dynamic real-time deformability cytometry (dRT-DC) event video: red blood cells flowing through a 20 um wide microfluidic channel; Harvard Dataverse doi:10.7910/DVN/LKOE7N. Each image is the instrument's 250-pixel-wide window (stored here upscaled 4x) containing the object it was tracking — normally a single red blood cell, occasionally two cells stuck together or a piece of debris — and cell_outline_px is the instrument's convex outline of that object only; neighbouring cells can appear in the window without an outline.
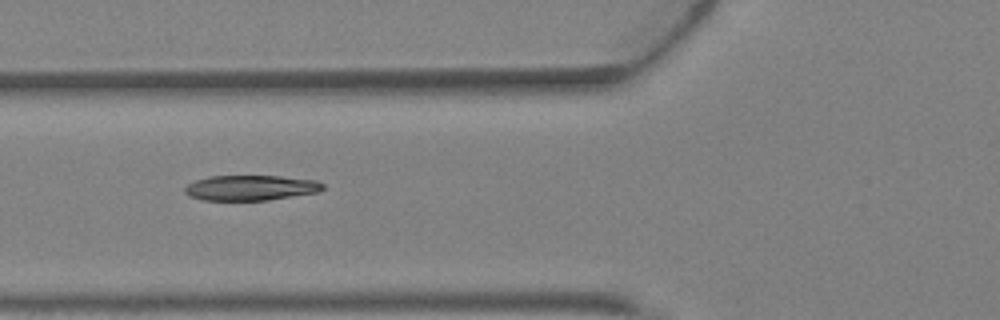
{"species": "Egyptian fruit bat (a non-hibernating species)", "species_latin": "Rousettus aegyptiacus", "temperature_condition": "warm", "stored_images_in_passage": 4, "camera_frame_rate_fps": 3000, "um_per_image_px": 0.085, "animal": {"sex": "female"}, "frame": {"image": 1, "passage_image": 4, "time_ms": 1.0, "image_size_px": [1000, 320], "cell_outline_px": [[324, 188], [320, 192], [268, 200], [200, 200], [188, 196], [184, 192], [184, 188], [188, 184], [196, 180], [208, 176], [280, 176], [316, 180], [324, 184]], "centroid_in_image_um": [21.31, 15.96], "position_along_channel_um": 104.5, "area_um2": 20.46}}